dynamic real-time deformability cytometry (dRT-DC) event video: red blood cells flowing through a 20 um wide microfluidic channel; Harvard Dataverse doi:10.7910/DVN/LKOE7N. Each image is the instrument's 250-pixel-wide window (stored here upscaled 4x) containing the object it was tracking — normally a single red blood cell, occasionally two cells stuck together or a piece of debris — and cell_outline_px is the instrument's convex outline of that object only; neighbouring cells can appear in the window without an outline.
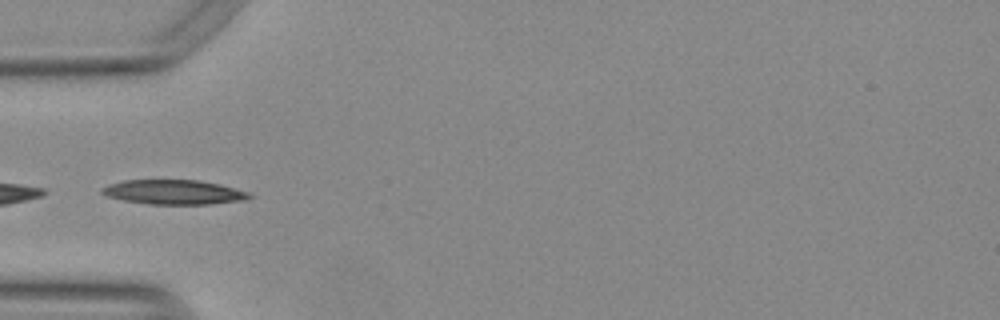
{"species": "Egyptian fruit bat (a non-hibernating species)", "species_latin": "Rousettus aegyptiacus", "temperature_condition": "warm", "stored_images_in_passage": 21, "camera_frame_rate_fps": 3000, "um_per_image_px": 0.085, "animal": {"sex": "female"}, "frame": {"image": 1, "passage_image": 1, "time_ms": 0.0, "image_size_px": [1000, 320], "cell_outline_px": [[252, 196], [248, 200], [212, 204], [148, 204], [124, 200], [108, 196], [100, 192], [100, 188], [124, 180], [196, 180], [220, 184], [248, 192]], "centroid_in_image_um": [14.81, 16.33], "position_along_channel_um": 70.2, "area_um2": 20.98}}
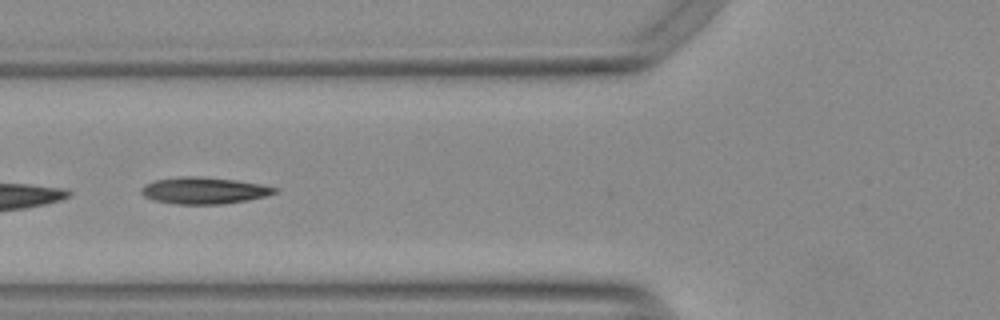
{"frame": {"image": 2, "passage_image": 4, "time_ms": 1.0, "image_size_px": [1000, 320], "cell_outline_px": [[276, 192], [264, 196], [248, 200], [224, 204], [176, 204], [152, 200], [144, 196], [140, 192], [140, 188], [144, 184], [156, 180], [180, 176], [200, 176], [236, 180], [260, 184], [276, 188]], "centroid_in_image_um": [17.28, 16.19], "position_along_channel_um": 108.5, "area_um2": 20.75}}